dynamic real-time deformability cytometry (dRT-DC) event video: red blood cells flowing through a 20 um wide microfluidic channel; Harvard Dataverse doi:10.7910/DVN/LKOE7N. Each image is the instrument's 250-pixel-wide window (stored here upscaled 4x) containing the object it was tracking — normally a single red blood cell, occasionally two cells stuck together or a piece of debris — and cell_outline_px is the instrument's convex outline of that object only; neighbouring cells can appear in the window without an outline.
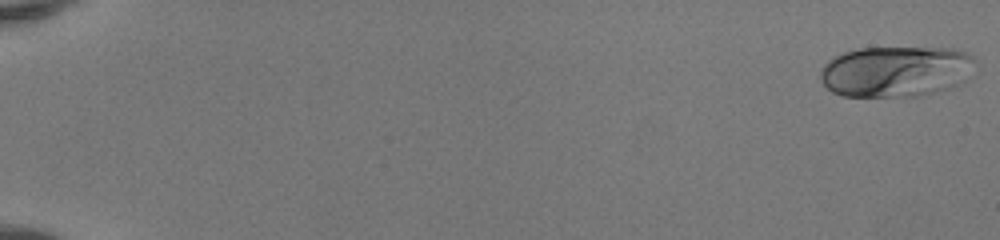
{"species": "human", "species_latin": "Homo sapiens", "temperature_condition": "room temperature", "stored_images_in_passage": 51, "camera_frame_rate_fps": 3000, "um_per_image_px": 0.085, "donor": {"sex": "female"}, "frame": {"image": 1, "passage_image": 1, "time_ms": 0.0, "image_size_px": [1000, 240], "cell_outline_px": [[968, 56], [924, 92], [888, 96], [844, 96], [832, 92], [824, 84], [820, 76], [820, 72], [824, 64], [832, 56], [844, 52], [860, 48], [952, 48], [964, 52]], "centroid_in_image_um": [75.49, 5.99], "position_along_channel_um": 9.5, "area_um2": 40.34}}
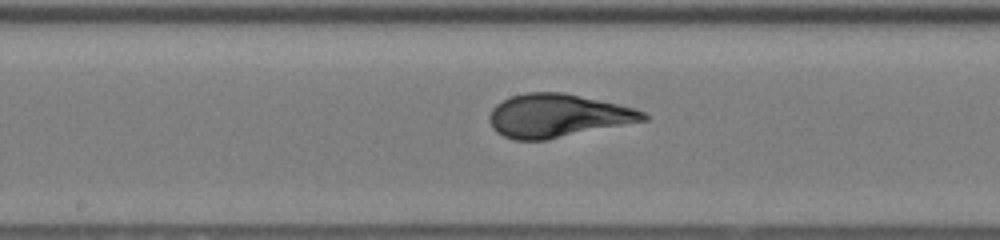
{"frame": {"image": 2, "passage_image": 29, "time_ms": 9.333, "image_size_px": [1000, 240], "cell_outline_px": [[648, 120], [548, 140], [512, 140], [496, 132], [492, 128], [488, 120], [488, 116], [492, 108], [496, 104], [512, 96], [528, 92], [564, 92], [600, 100], [632, 108], [644, 112], [648, 116]], "centroid_in_image_um": [47.36, 9.85], "position_along_channel_um": 200.8, "area_um2": 38.9}}
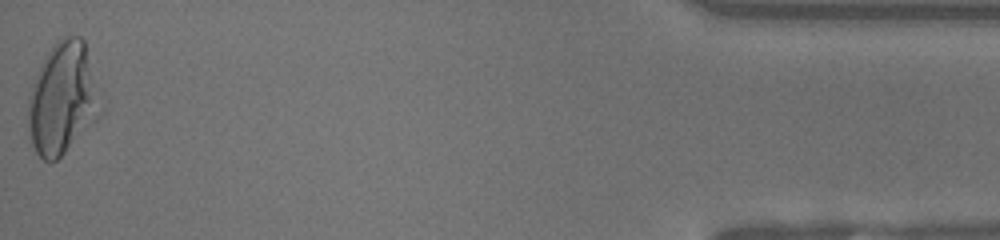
{"frame": {"image": 3, "passage_image": 51, "time_ms": 16.667, "image_size_px": [1000, 240], "cell_outline_px": [[104, 108], [100, 116], [56, 160], [44, 160], [36, 152], [28, 136], [28, 96], [32, 84], [40, 64], [56, 40], [68, 36], [80, 36], [84, 40], [104, 96]], "centroid_in_image_um": [5.38, 8.34], "position_along_channel_um": 429.8, "area_um2": 48.09}, "authors_computed_cell_mechanics": {"area_um2": 37.7434, "velocity_mm_per_s": 4.171, "shape_relaxation_time_tau1_ms": 4.7926, "shape_relaxation_time_tau2_ms": null, "deformation_change_tau1": 0.2465, "deformation_change_tau2": null}}